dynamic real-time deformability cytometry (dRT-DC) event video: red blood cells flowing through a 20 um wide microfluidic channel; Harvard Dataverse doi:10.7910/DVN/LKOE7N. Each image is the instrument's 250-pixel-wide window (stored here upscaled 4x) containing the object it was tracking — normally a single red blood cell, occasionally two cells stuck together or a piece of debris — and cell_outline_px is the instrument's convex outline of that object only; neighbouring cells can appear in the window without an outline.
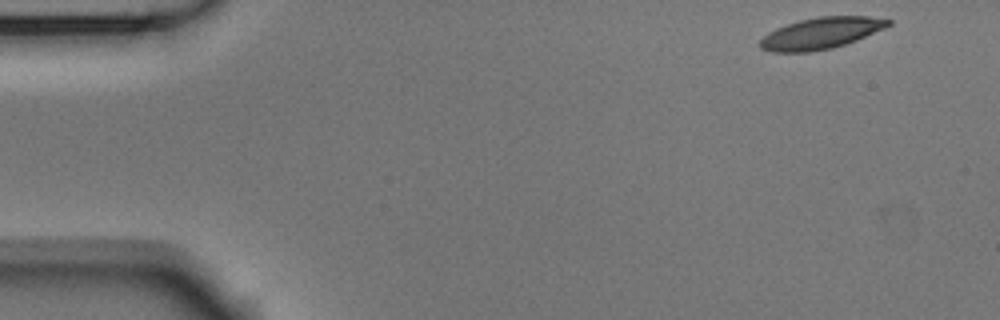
{"species": "Egyptian fruit bat (a non-hibernating species)", "species_latin": "Rousettus aegyptiacus", "temperature_condition": "room temperature", "stored_images_in_passage": 12, "camera_frame_rate_fps": 3000, "um_per_image_px": 0.085, "animal": {"sex": "male"}, "frame": {"image": 1, "passage_image": 1, "time_ms": 0.0, "image_size_px": [1000, 320], "cell_outline_px": [[892, 24], [884, 28], [856, 40], [832, 48], [812, 52], [772, 52], [760, 48], [760, 40], [768, 32], [776, 28], [800, 20], [816, 16], [868, 16], [892, 20]], "centroid_in_image_um": [69.77, 2.82], "position_along_channel_um": 15.2, "area_um2": 23.41}}
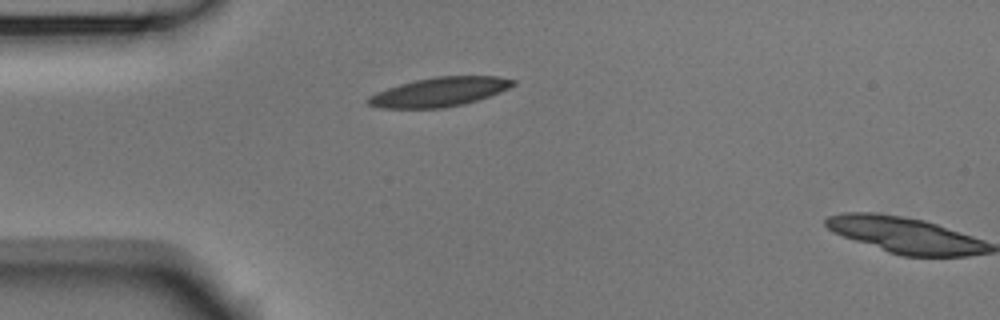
{"frame": {"image": 2, "passage_image": 11, "time_ms": 3.333, "image_size_px": [1000, 320], "cell_outline_px": [[516, 84], [500, 92], [464, 104], [444, 108], [380, 108], [368, 104], [364, 100], [368, 96], [376, 92], [400, 84], [416, 80], [436, 76], [500, 76], [516, 80]], "centroid_in_image_um": [37.34, 7.81], "position_along_channel_um": 47.7, "area_um2": 24.62}}